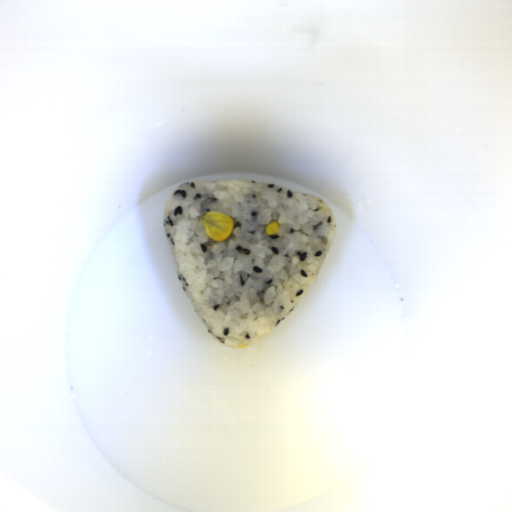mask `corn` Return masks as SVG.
I'll list each match as a JSON object with an SVG mask.
<instances>
[{"label":"corn","instance_id":"51d56268","mask_svg":"<svg viewBox=\"0 0 512 512\" xmlns=\"http://www.w3.org/2000/svg\"><path fill=\"white\" fill-rule=\"evenodd\" d=\"M202 224L207 236L217 242L227 240L234 227L233 219L230 216L216 211L205 213Z\"/></svg>","mask_w":512,"mask_h":512},{"label":"corn","instance_id":"f1292c28","mask_svg":"<svg viewBox=\"0 0 512 512\" xmlns=\"http://www.w3.org/2000/svg\"><path fill=\"white\" fill-rule=\"evenodd\" d=\"M264 230H265L266 235L275 236L276 234H278L279 224L276 220L271 221L270 223H268L266 225Z\"/></svg>","mask_w":512,"mask_h":512}]
</instances>
